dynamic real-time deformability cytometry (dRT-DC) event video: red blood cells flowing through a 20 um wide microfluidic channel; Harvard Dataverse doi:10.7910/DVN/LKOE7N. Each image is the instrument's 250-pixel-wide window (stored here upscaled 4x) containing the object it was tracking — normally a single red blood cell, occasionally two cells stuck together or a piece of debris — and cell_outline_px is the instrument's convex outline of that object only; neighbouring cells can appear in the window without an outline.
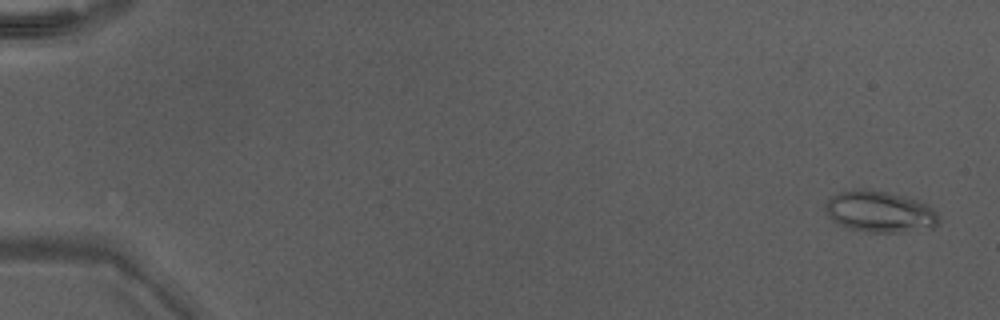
{"species": "Egyptian fruit bat (a non-hibernating species)", "species_latin": "Rousettus aegyptiacus", "temperature_condition": "warm", "stored_images_in_passage": 49, "camera_frame_rate_fps": 3000, "um_per_image_px": 0.085, "animal": {"sex": "male"}, "frame": {"image": 1, "passage_image": 2, "time_ms": 0.333, "image_size_px": [1000, 320], "cell_outline_px": [[940, 220], [932, 228], [904, 232], [868, 232], [852, 228], [840, 224], [832, 220], [828, 216], [824, 208], [824, 204], [832, 196], [840, 192], [860, 188], [864, 188], [888, 192], [920, 200], [928, 204], [936, 212]], "centroid_in_image_um": [74.8, 17.98], "position_along_channel_um": 10.2, "area_um2": 27.4}}
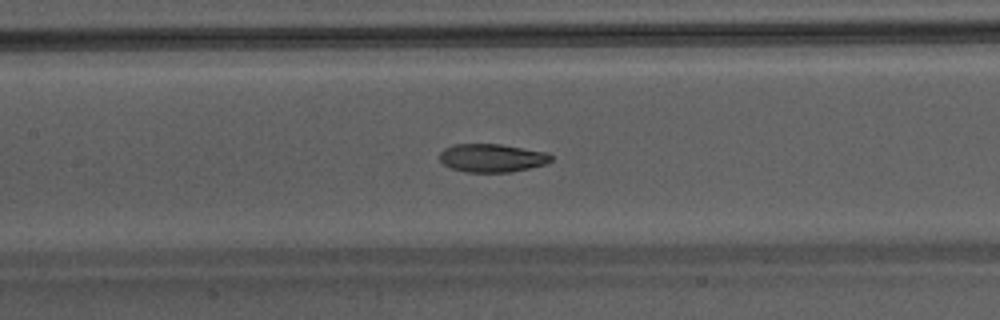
{"frame": {"image": 2, "passage_image": 25, "time_ms": 8.0, "image_size_px": [1000, 320], "cell_outline_px": [[552, 160], [544, 164], [512, 172], [464, 172], [452, 168], [444, 164], [440, 160], [440, 152], [444, 148], [452, 144], [500, 144], [548, 152], [552, 156]], "centroid_in_image_um": [41.81, 13.42], "position_along_channel_um": 165.6, "area_um2": 18.38}}
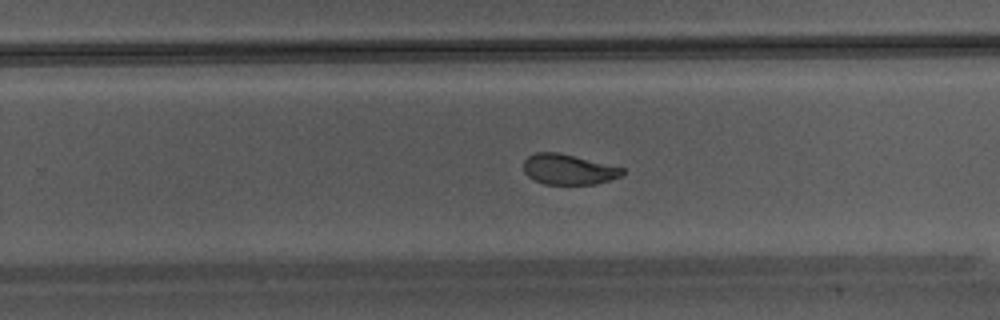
{"frame": {"image": 3, "passage_image": 33, "time_ms": 10.667, "image_size_px": [1000, 320], "cell_outline_px": [[624, 172], [620, 176], [596, 184], [544, 184], [528, 176], [524, 172], [524, 160], [528, 156], [536, 152], [556, 152], [624, 168]], "centroid_in_image_um": [48.29, 14.4], "position_along_channel_um": 281.5, "area_um2": 17.17}}